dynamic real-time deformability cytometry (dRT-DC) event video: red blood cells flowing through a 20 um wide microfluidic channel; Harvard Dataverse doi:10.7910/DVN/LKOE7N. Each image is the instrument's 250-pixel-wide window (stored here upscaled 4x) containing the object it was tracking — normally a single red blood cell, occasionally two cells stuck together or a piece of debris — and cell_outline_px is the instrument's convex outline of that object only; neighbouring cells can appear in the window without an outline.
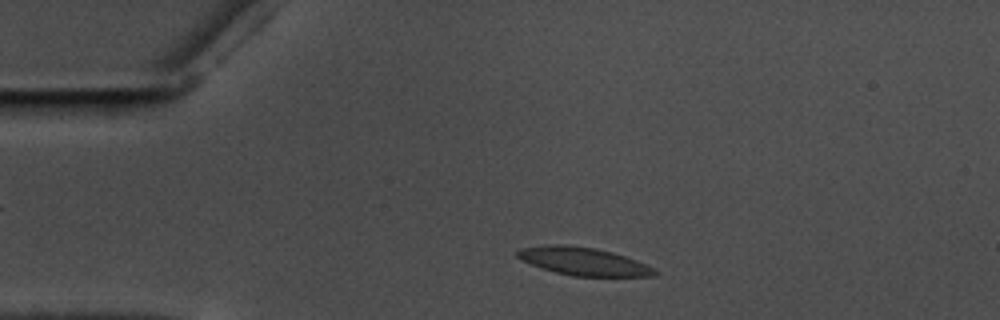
{"species": "common noctule bat (a hibernating species)", "species_latin": "Nyctalus noctula", "temperature_condition": "warm", "stored_images_in_passage": 41, "camera_frame_rate_fps": 3000, "um_per_image_px": 0.085, "animal": {"sex": "male", "body_mass_g": 17.5, "forearm_length_mm": 52.3}, "frame": {"image": 1, "passage_image": 4, "time_ms": 1.0, "image_size_px": [1000, 320], "cell_outline_px": [[656, 272], [652, 276], [572, 276], [556, 272], [520, 260], [516, 256], [516, 252], [520, 248], [556, 244], [560, 244], [596, 248], [612, 252], [636, 260], [652, 268]], "centroid_in_image_um": [49.54, 22.21], "position_along_channel_um": 35.5, "area_um2": 21.91}}
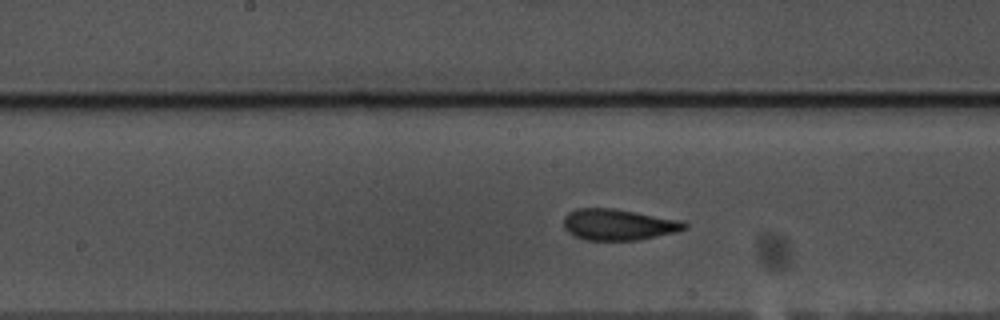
{"frame": {"image": 2, "passage_image": 21, "time_ms": 6.667, "image_size_px": [1000, 320], "cell_outline_px": [[688, 228], [676, 232], [636, 240], [584, 240], [568, 232], [564, 228], [564, 216], [568, 212], [576, 208], [612, 208], [676, 220], [688, 224]], "centroid_in_image_um": [52.5, 19.09], "position_along_channel_um": 195.7, "area_um2": 21.62}}
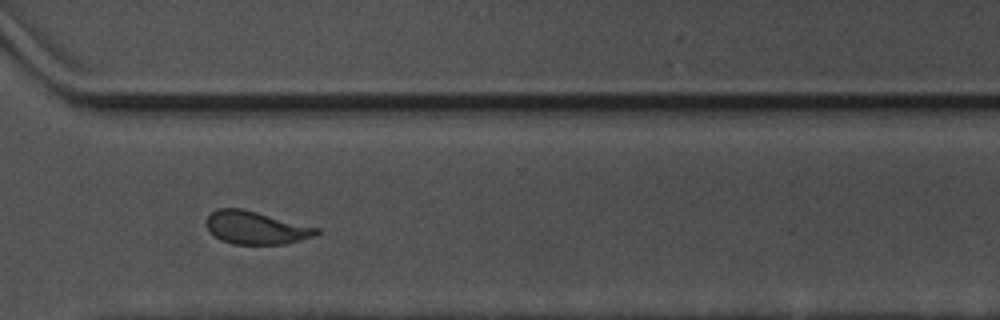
{"frame": {"image": 3, "passage_image": 34, "time_ms": 11.0, "image_size_px": [1000, 320], "cell_outline_px": [[320, 232], [316, 236], [284, 244], [232, 244], [220, 240], [208, 228], [208, 216], [216, 208], [244, 208], [320, 228]], "centroid_in_image_um": [21.8, 19.35], "position_along_channel_um": 348.8, "area_um2": 21.15}, "authors_computed_cell_mechanics": {"area_um2": 21.7906, "velocity_mm_per_s": 3.534, "shape_relaxation_time_tau1_ms": 11.2659, "shape_relaxation_time_tau2_ms": 1.647, "deformation_change_tau1": 0.2199, "deformation_change_tau2": 0.0844}}